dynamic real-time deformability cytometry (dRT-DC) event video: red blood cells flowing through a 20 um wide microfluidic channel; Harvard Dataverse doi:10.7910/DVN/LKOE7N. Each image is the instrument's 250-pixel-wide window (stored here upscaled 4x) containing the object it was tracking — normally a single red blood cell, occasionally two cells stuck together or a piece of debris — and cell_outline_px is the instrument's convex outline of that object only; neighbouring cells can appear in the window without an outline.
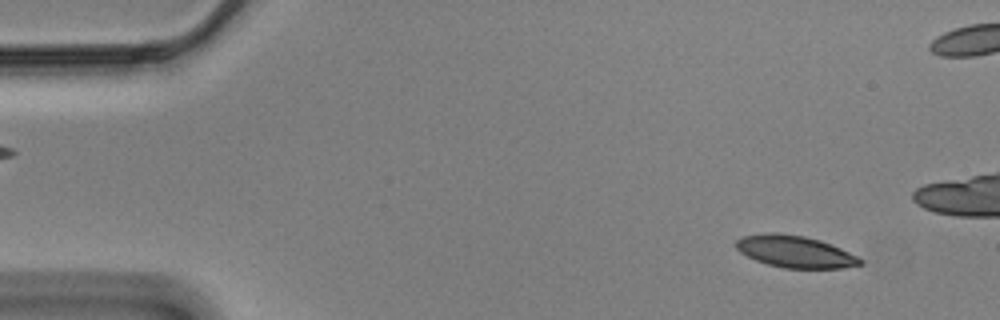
{"species": "Egyptian fruit bat (a non-hibernating species)", "species_latin": "Rousettus aegyptiacus", "temperature_condition": "cold", "stored_images_in_passage": 58, "camera_frame_rate_fps": 3000, "um_per_image_px": 0.085, "animal": {"sex": "male"}, "frame": {"image": 1, "passage_image": 5, "time_ms": 1.333, "image_size_px": [1000, 320], "cell_outline_px": [[864, 264], [844, 268], [784, 268], [768, 264], [756, 260], [740, 252], [736, 248], [736, 240], [744, 236], [772, 232], [776, 232], [804, 236], [820, 240], [840, 248], [864, 260]], "centroid_in_image_um": [67.6, 21.39], "position_along_channel_um": 17.4, "area_um2": 22.95}}
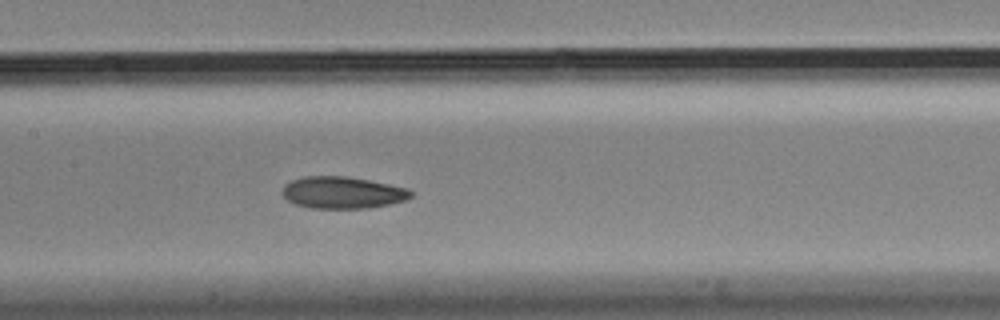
{"frame": {"image": 2, "passage_image": 27, "time_ms": 8.667, "image_size_px": [1000, 320], "cell_outline_px": [[412, 196], [404, 200], [388, 204], [368, 208], [312, 208], [296, 204], [288, 200], [280, 192], [284, 184], [292, 180], [304, 176], [344, 176], [368, 180], [408, 188], [412, 192]], "centroid_in_image_um": [29.08, 16.36], "position_along_channel_um": 178.3, "area_um2": 23.76}}
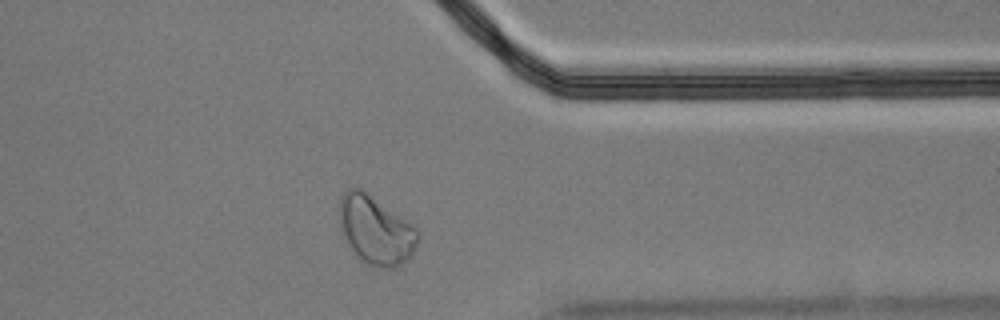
{"frame": {"image": 3, "passage_image": 45, "time_ms": 14.667, "image_size_px": [1000, 320], "cell_outline_px": [[420, 240], [412, 256], [408, 260], [392, 268], [372, 268], [364, 264], [360, 260], [352, 248], [340, 224], [340, 196], [348, 188], [360, 188], [412, 224], [420, 232]], "centroid_in_image_um": [31.99, 19.6], "position_along_channel_um": 379.4, "area_um2": 31.15}, "authors_computed_cell_mechanics": {"area_um2": 24.3049, "velocity_mm_per_s": 3.4775, "shape_relaxation_time_tau1_ms": 9.3229, "shape_relaxation_time_tau2_ms": 3.9714, "deformation_change_tau1": 0.1817, "deformation_change_tau2": 0.0932}}